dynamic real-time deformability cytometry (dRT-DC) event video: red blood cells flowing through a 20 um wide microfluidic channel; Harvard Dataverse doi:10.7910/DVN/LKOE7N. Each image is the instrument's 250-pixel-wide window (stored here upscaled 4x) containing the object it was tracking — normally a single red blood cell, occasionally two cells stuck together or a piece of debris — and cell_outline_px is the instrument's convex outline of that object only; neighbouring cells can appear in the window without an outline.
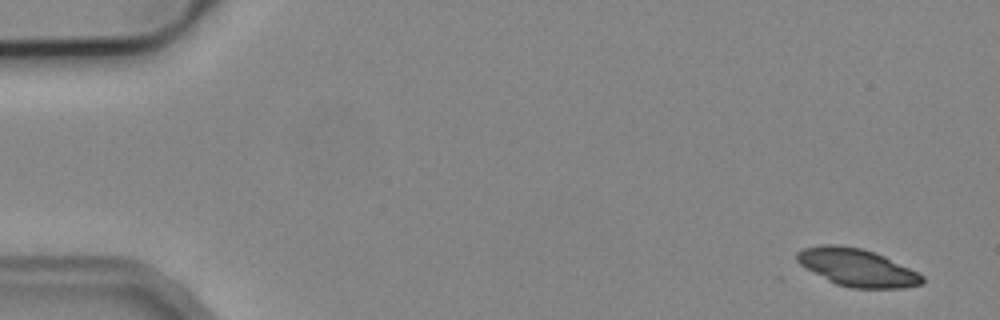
{"species": "common noctule bat (a hibernating species)", "species_latin": "Nyctalus noctula", "temperature_condition": "cold", "stored_images_in_passage": 5, "camera_frame_rate_fps": 3000, "um_per_image_px": 0.085, "animal": {"sex": "male", "body_mass_g": 19.2, "forearm_length_mm": 51.8}, "frame": {"image": 1, "passage_image": 1, "time_ms": 0.0, "image_size_px": [1000, 320], "cell_outline_px": [[924, 284], [904, 288], [852, 288], [836, 284], [828, 280], [800, 264], [796, 260], [796, 252], [804, 248], [824, 244], [832, 244], [860, 248], [884, 256], [924, 276]], "centroid_in_image_um": [72.85, 22.75], "position_along_channel_um": 12.1, "area_um2": 27.05}}
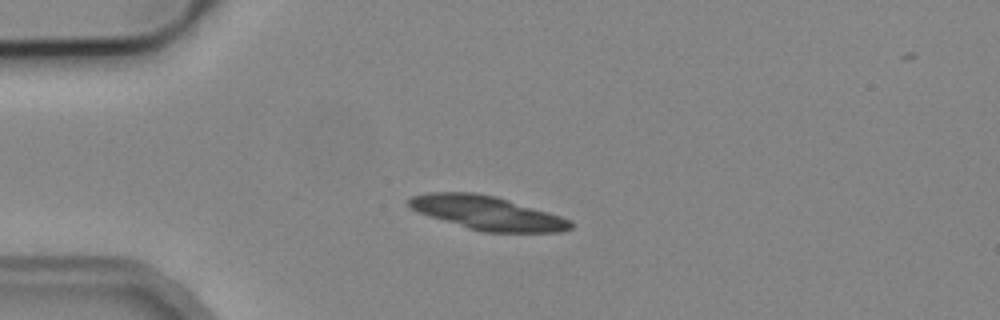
{"frame": {"image": 2, "passage_image": 4, "time_ms": 3.667, "image_size_px": [1000, 320], "cell_outline_px": [[572, 228], [560, 232], [480, 232], [420, 212], [412, 208], [408, 204], [408, 200], [412, 196], [428, 192], [476, 192], [496, 196], [548, 212], [572, 220]], "centroid_in_image_um": [41.45, 18.09], "position_along_channel_um": 43.6, "area_um2": 31.5}}